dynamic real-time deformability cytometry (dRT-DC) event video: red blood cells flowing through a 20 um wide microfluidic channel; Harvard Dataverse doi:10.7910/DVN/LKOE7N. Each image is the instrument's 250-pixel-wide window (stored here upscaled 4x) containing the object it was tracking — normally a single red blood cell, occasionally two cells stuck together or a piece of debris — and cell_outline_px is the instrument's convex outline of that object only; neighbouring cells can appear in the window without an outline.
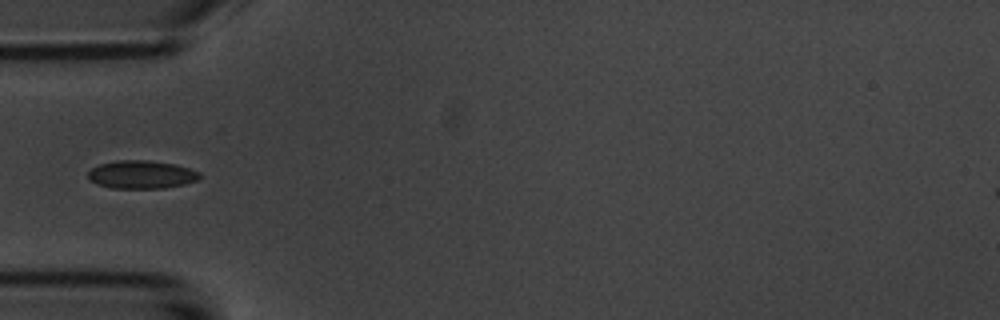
{"species": "common noctule bat (a hibernating species)", "species_latin": "Nyctalus noctula", "temperature_condition": "room temperature", "stored_images_in_passage": 9, "camera_frame_rate_fps": 3000, "um_per_image_px": 0.085, "animal": {"sex": "male", "body_mass_g": 20.1, "forearm_length_mm": 53.5}, "frame": {"image": 1, "passage_image": 3, "time_ms": 2.333, "image_size_px": [1000, 320], "cell_outline_px": [[200, 176], [196, 180], [184, 184], [164, 188], [112, 188], [96, 184], [88, 180], [88, 172], [92, 168], [100, 164], [116, 160], [148, 160], [176, 164], [200, 172]], "centroid_in_image_um": [11.99, 14.83], "position_along_channel_um": 73.0, "area_um2": 18.32}}
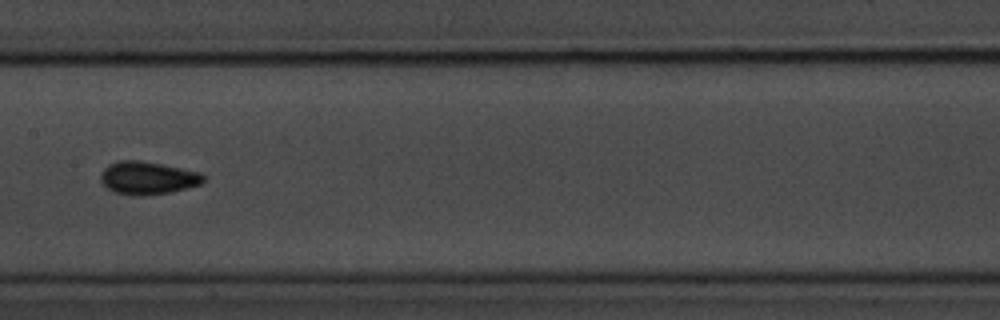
{"frame": {"image": 2, "passage_image": 6, "time_ms": 5.667, "image_size_px": [1000, 320], "cell_outline_px": [[204, 180], [200, 184], [172, 192], [140, 196], [132, 196], [112, 192], [100, 180], [100, 176], [104, 168], [108, 164], [120, 160], [140, 160], [200, 172], [204, 176]], "centroid_in_image_um": [12.52, 15.13], "position_along_channel_um": 194.9, "area_um2": 19.71}}